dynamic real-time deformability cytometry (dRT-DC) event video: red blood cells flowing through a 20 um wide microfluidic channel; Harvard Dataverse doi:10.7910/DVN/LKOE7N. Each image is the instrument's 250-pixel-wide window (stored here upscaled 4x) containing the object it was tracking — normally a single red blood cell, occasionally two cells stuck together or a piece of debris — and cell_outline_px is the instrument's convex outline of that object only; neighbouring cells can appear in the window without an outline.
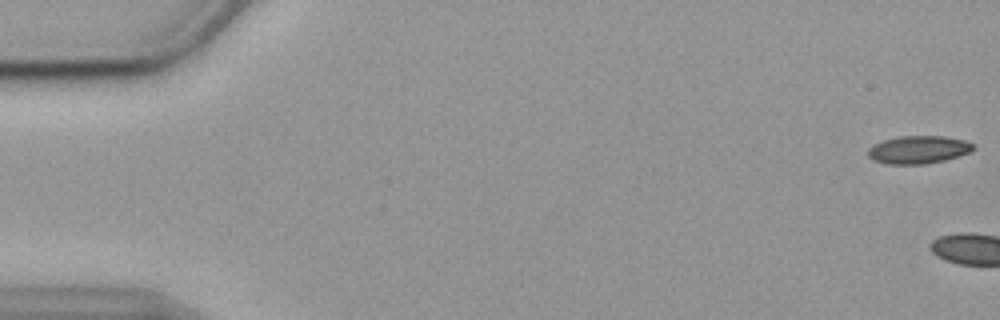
{"species": "common noctule bat (a hibernating species)", "species_latin": "Nyctalus noctula", "temperature_condition": "cold", "stored_images_in_passage": 4, "camera_frame_rate_fps": 3000, "um_per_image_px": 0.085, "animal": {"sex": "female", "body_mass_g": 19.9}, "frame": {"image": 1, "passage_image": 1, "time_ms": 0.0, "image_size_px": [1000, 320], "cell_outline_px": [[976, 144], [968, 152], [944, 160], [924, 164], [888, 164], [872, 160], [868, 156], [868, 148], [872, 144], [884, 140], [900, 136], [944, 136], [964, 140]], "centroid_in_image_um": [78.01, 12.72], "position_along_channel_um": 7.0, "area_um2": 16.99}}